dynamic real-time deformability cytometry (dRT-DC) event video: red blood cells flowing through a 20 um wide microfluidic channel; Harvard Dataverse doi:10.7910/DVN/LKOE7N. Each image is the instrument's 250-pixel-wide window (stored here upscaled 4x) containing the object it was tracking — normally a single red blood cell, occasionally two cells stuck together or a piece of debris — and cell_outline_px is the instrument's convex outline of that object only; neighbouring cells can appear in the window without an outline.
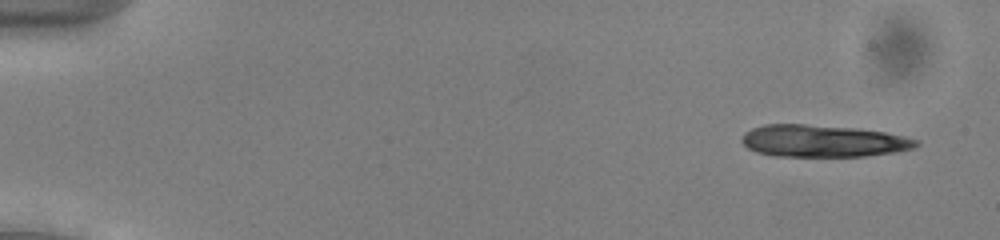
{"species": "common noctule bat (a hibernating species)", "species_latin": "Nyctalus noctula", "temperature_condition": "cold", "stored_images_in_passage": 50, "camera_frame_rate_fps": 3000, "um_per_image_px": 0.085, "animal": {"sex": "male", "body_mass_g": 13.0, "forearm_length_mm": 53.1}, "frame": {"image": 1, "passage_image": 1, "time_ms": 0.0, "image_size_px": [1000, 240], "cell_outline_px": [[920, 144], [916, 148], [896, 152], [864, 156], [776, 156], [756, 152], [748, 148], [740, 140], [744, 132], [752, 128], [764, 124], [804, 124], [856, 128], [884, 132], [904, 136], [920, 140]], "centroid_in_image_um": [69.97, 11.98], "position_along_channel_um": 15.0, "area_um2": 32.77}}
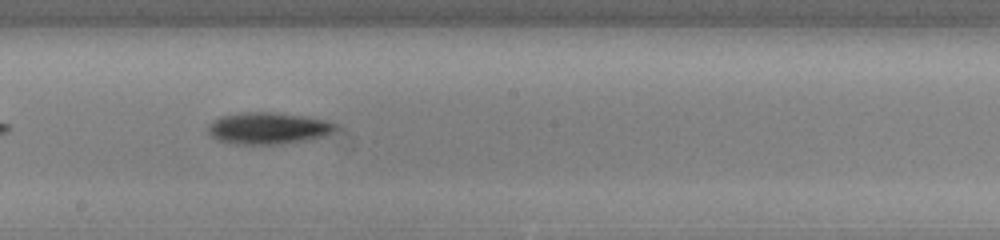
{"frame": {"image": 2, "passage_image": 28, "time_ms": 9.0, "image_size_px": [1000, 240], "cell_outline_px": [[336, 128], [332, 132], [324, 136], [312, 140], [280, 144], [232, 144], [216, 140], [208, 132], [208, 124], [212, 120], [220, 116], [240, 112], [276, 112], [304, 116], [324, 120], [336, 124]], "centroid_in_image_um": [22.76, 10.9], "position_along_channel_um": 225.4, "area_um2": 23.87}}
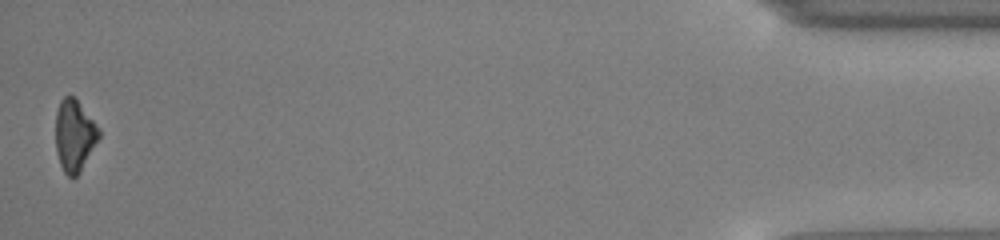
{"frame": {"image": 3, "passage_image": 50, "time_ms": 16.333, "image_size_px": [1000, 240], "cell_outline_px": [[100, 136], [80, 172], [76, 176], [68, 176], [64, 172], [60, 164], [56, 152], [56, 112], [60, 100], [64, 96], [72, 96], [76, 100], [100, 128]], "centroid_in_image_um": [6.32, 11.52], "position_along_channel_um": 428.9, "area_um2": 17.86}, "authors_computed_cell_mechanics": {"area_um2": 22.6576, "velocity_mm_per_s": 3.9483, "shape_relaxation_time_tau1_ms": 3.15, "shape_relaxation_time_tau2_ms": null, "deformation_change_tau1": 0.1249, "deformation_change_tau2": null}}